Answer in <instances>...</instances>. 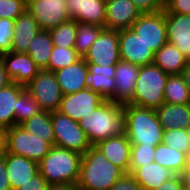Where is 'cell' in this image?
<instances>
[{"label":"cell","mask_w":190,"mask_h":190,"mask_svg":"<svg viewBox=\"0 0 190 190\" xmlns=\"http://www.w3.org/2000/svg\"><path fill=\"white\" fill-rule=\"evenodd\" d=\"M92 146L125 133L124 104L105 100L78 121Z\"/></svg>","instance_id":"6da1fadb"},{"label":"cell","mask_w":190,"mask_h":190,"mask_svg":"<svg viewBox=\"0 0 190 190\" xmlns=\"http://www.w3.org/2000/svg\"><path fill=\"white\" fill-rule=\"evenodd\" d=\"M125 172L111 163L95 146L82 156L78 190H110Z\"/></svg>","instance_id":"7a4b0ae2"},{"label":"cell","mask_w":190,"mask_h":190,"mask_svg":"<svg viewBox=\"0 0 190 190\" xmlns=\"http://www.w3.org/2000/svg\"><path fill=\"white\" fill-rule=\"evenodd\" d=\"M125 134L131 144L157 146L162 143L163 127L154 109L124 104Z\"/></svg>","instance_id":"3957f363"},{"label":"cell","mask_w":190,"mask_h":190,"mask_svg":"<svg viewBox=\"0 0 190 190\" xmlns=\"http://www.w3.org/2000/svg\"><path fill=\"white\" fill-rule=\"evenodd\" d=\"M82 156L76 151L54 145L38 163L39 173L49 184L76 185Z\"/></svg>","instance_id":"277c9868"},{"label":"cell","mask_w":190,"mask_h":190,"mask_svg":"<svg viewBox=\"0 0 190 190\" xmlns=\"http://www.w3.org/2000/svg\"><path fill=\"white\" fill-rule=\"evenodd\" d=\"M169 74L154 63L140 66L136 89L128 104L158 109L164 103V89Z\"/></svg>","instance_id":"5b68a950"},{"label":"cell","mask_w":190,"mask_h":190,"mask_svg":"<svg viewBox=\"0 0 190 190\" xmlns=\"http://www.w3.org/2000/svg\"><path fill=\"white\" fill-rule=\"evenodd\" d=\"M55 136L54 145L84 154L92 145L78 121L72 120L59 111L51 112Z\"/></svg>","instance_id":"8992f818"},{"label":"cell","mask_w":190,"mask_h":190,"mask_svg":"<svg viewBox=\"0 0 190 190\" xmlns=\"http://www.w3.org/2000/svg\"><path fill=\"white\" fill-rule=\"evenodd\" d=\"M51 148L52 145L43 137L30 134L20 125L7 129L6 151L9 153L21 155L39 163Z\"/></svg>","instance_id":"52a82bcc"},{"label":"cell","mask_w":190,"mask_h":190,"mask_svg":"<svg viewBox=\"0 0 190 190\" xmlns=\"http://www.w3.org/2000/svg\"><path fill=\"white\" fill-rule=\"evenodd\" d=\"M25 87L39 103L42 111H58L63 94L55 72L40 69L36 77Z\"/></svg>","instance_id":"ba28073f"},{"label":"cell","mask_w":190,"mask_h":190,"mask_svg":"<svg viewBox=\"0 0 190 190\" xmlns=\"http://www.w3.org/2000/svg\"><path fill=\"white\" fill-rule=\"evenodd\" d=\"M130 28L154 53L168 42L165 9L142 14Z\"/></svg>","instance_id":"9c48e42d"},{"label":"cell","mask_w":190,"mask_h":190,"mask_svg":"<svg viewBox=\"0 0 190 190\" xmlns=\"http://www.w3.org/2000/svg\"><path fill=\"white\" fill-rule=\"evenodd\" d=\"M83 59L87 64L116 65L120 61L119 31L104 28Z\"/></svg>","instance_id":"30bf717a"},{"label":"cell","mask_w":190,"mask_h":190,"mask_svg":"<svg viewBox=\"0 0 190 190\" xmlns=\"http://www.w3.org/2000/svg\"><path fill=\"white\" fill-rule=\"evenodd\" d=\"M27 10L41 30H50L70 19L65 0H27Z\"/></svg>","instance_id":"8fae6325"},{"label":"cell","mask_w":190,"mask_h":190,"mask_svg":"<svg viewBox=\"0 0 190 190\" xmlns=\"http://www.w3.org/2000/svg\"><path fill=\"white\" fill-rule=\"evenodd\" d=\"M105 99L89 88L62 96L58 111L75 121L94 111Z\"/></svg>","instance_id":"7c38bea8"},{"label":"cell","mask_w":190,"mask_h":190,"mask_svg":"<svg viewBox=\"0 0 190 190\" xmlns=\"http://www.w3.org/2000/svg\"><path fill=\"white\" fill-rule=\"evenodd\" d=\"M120 60L139 66L154 63L155 53L131 29L119 31Z\"/></svg>","instance_id":"4fadbf2b"},{"label":"cell","mask_w":190,"mask_h":190,"mask_svg":"<svg viewBox=\"0 0 190 190\" xmlns=\"http://www.w3.org/2000/svg\"><path fill=\"white\" fill-rule=\"evenodd\" d=\"M11 82L28 85L37 75L40 68L28 53L8 52L0 55Z\"/></svg>","instance_id":"5bb4252c"},{"label":"cell","mask_w":190,"mask_h":190,"mask_svg":"<svg viewBox=\"0 0 190 190\" xmlns=\"http://www.w3.org/2000/svg\"><path fill=\"white\" fill-rule=\"evenodd\" d=\"M141 15L131 0H106L104 28L115 31L130 28Z\"/></svg>","instance_id":"9a60e30c"},{"label":"cell","mask_w":190,"mask_h":190,"mask_svg":"<svg viewBox=\"0 0 190 190\" xmlns=\"http://www.w3.org/2000/svg\"><path fill=\"white\" fill-rule=\"evenodd\" d=\"M140 66L120 60L115 65L116 82L114 95L109 99L112 102L127 104L131 101L136 89V82Z\"/></svg>","instance_id":"2e32d148"},{"label":"cell","mask_w":190,"mask_h":190,"mask_svg":"<svg viewBox=\"0 0 190 190\" xmlns=\"http://www.w3.org/2000/svg\"><path fill=\"white\" fill-rule=\"evenodd\" d=\"M70 19L104 27L106 0H65Z\"/></svg>","instance_id":"e0dca14e"},{"label":"cell","mask_w":190,"mask_h":190,"mask_svg":"<svg viewBox=\"0 0 190 190\" xmlns=\"http://www.w3.org/2000/svg\"><path fill=\"white\" fill-rule=\"evenodd\" d=\"M167 40L190 61V15L171 14L165 10Z\"/></svg>","instance_id":"ac0fdd59"},{"label":"cell","mask_w":190,"mask_h":190,"mask_svg":"<svg viewBox=\"0 0 190 190\" xmlns=\"http://www.w3.org/2000/svg\"><path fill=\"white\" fill-rule=\"evenodd\" d=\"M55 74L63 95L88 88V66L83 57Z\"/></svg>","instance_id":"d6986e66"},{"label":"cell","mask_w":190,"mask_h":190,"mask_svg":"<svg viewBox=\"0 0 190 190\" xmlns=\"http://www.w3.org/2000/svg\"><path fill=\"white\" fill-rule=\"evenodd\" d=\"M5 162L12 190L21 187L39 173L38 162L21 155L5 151Z\"/></svg>","instance_id":"ffe728a7"},{"label":"cell","mask_w":190,"mask_h":190,"mask_svg":"<svg viewBox=\"0 0 190 190\" xmlns=\"http://www.w3.org/2000/svg\"><path fill=\"white\" fill-rule=\"evenodd\" d=\"M131 143L126 134L98 142L95 147L114 165L129 173Z\"/></svg>","instance_id":"44dd1931"},{"label":"cell","mask_w":190,"mask_h":190,"mask_svg":"<svg viewBox=\"0 0 190 190\" xmlns=\"http://www.w3.org/2000/svg\"><path fill=\"white\" fill-rule=\"evenodd\" d=\"M41 30L32 14L25 10L16 20L11 51L27 53L31 40Z\"/></svg>","instance_id":"7402d4cb"},{"label":"cell","mask_w":190,"mask_h":190,"mask_svg":"<svg viewBox=\"0 0 190 190\" xmlns=\"http://www.w3.org/2000/svg\"><path fill=\"white\" fill-rule=\"evenodd\" d=\"M88 66V88L99 93L105 100H109L114 95L116 82L115 65L98 66L87 64Z\"/></svg>","instance_id":"603a6c76"},{"label":"cell","mask_w":190,"mask_h":190,"mask_svg":"<svg viewBox=\"0 0 190 190\" xmlns=\"http://www.w3.org/2000/svg\"><path fill=\"white\" fill-rule=\"evenodd\" d=\"M164 130L190 128V104L163 103L155 110Z\"/></svg>","instance_id":"cb8c5ba5"},{"label":"cell","mask_w":190,"mask_h":190,"mask_svg":"<svg viewBox=\"0 0 190 190\" xmlns=\"http://www.w3.org/2000/svg\"><path fill=\"white\" fill-rule=\"evenodd\" d=\"M131 175L144 190H155L175 174L158 163L151 162L136 168Z\"/></svg>","instance_id":"d4e9b609"},{"label":"cell","mask_w":190,"mask_h":190,"mask_svg":"<svg viewBox=\"0 0 190 190\" xmlns=\"http://www.w3.org/2000/svg\"><path fill=\"white\" fill-rule=\"evenodd\" d=\"M26 89L25 86L10 83L0 90V127L11 128L15 125V110L18 96Z\"/></svg>","instance_id":"484cf974"},{"label":"cell","mask_w":190,"mask_h":190,"mask_svg":"<svg viewBox=\"0 0 190 190\" xmlns=\"http://www.w3.org/2000/svg\"><path fill=\"white\" fill-rule=\"evenodd\" d=\"M189 60L173 44L167 42L156 53L154 64L166 74H181Z\"/></svg>","instance_id":"4316f807"},{"label":"cell","mask_w":190,"mask_h":190,"mask_svg":"<svg viewBox=\"0 0 190 190\" xmlns=\"http://www.w3.org/2000/svg\"><path fill=\"white\" fill-rule=\"evenodd\" d=\"M53 41L49 30H40L31 40L28 54L40 69H46L53 49Z\"/></svg>","instance_id":"83f0119b"},{"label":"cell","mask_w":190,"mask_h":190,"mask_svg":"<svg viewBox=\"0 0 190 190\" xmlns=\"http://www.w3.org/2000/svg\"><path fill=\"white\" fill-rule=\"evenodd\" d=\"M154 162L167 168L175 175H181L186 168V153L160 143L155 148Z\"/></svg>","instance_id":"f1b7e54d"},{"label":"cell","mask_w":190,"mask_h":190,"mask_svg":"<svg viewBox=\"0 0 190 190\" xmlns=\"http://www.w3.org/2000/svg\"><path fill=\"white\" fill-rule=\"evenodd\" d=\"M27 132L43 137L46 142L54 146L55 136L51 121V112L41 111L20 124Z\"/></svg>","instance_id":"f546056e"},{"label":"cell","mask_w":190,"mask_h":190,"mask_svg":"<svg viewBox=\"0 0 190 190\" xmlns=\"http://www.w3.org/2000/svg\"><path fill=\"white\" fill-rule=\"evenodd\" d=\"M164 102L190 104V92L181 74L169 75L164 89Z\"/></svg>","instance_id":"4dcf8cb0"},{"label":"cell","mask_w":190,"mask_h":190,"mask_svg":"<svg viewBox=\"0 0 190 190\" xmlns=\"http://www.w3.org/2000/svg\"><path fill=\"white\" fill-rule=\"evenodd\" d=\"M103 29L104 27L94 24L77 22L76 42L74 49L81 57L85 56Z\"/></svg>","instance_id":"1f68e13d"},{"label":"cell","mask_w":190,"mask_h":190,"mask_svg":"<svg viewBox=\"0 0 190 190\" xmlns=\"http://www.w3.org/2000/svg\"><path fill=\"white\" fill-rule=\"evenodd\" d=\"M54 46L74 48L76 42L77 21L69 19L50 29Z\"/></svg>","instance_id":"d6a6232c"},{"label":"cell","mask_w":190,"mask_h":190,"mask_svg":"<svg viewBox=\"0 0 190 190\" xmlns=\"http://www.w3.org/2000/svg\"><path fill=\"white\" fill-rule=\"evenodd\" d=\"M15 110V125H20L35 114L41 112L39 103L25 89L17 98Z\"/></svg>","instance_id":"836d02e7"},{"label":"cell","mask_w":190,"mask_h":190,"mask_svg":"<svg viewBox=\"0 0 190 190\" xmlns=\"http://www.w3.org/2000/svg\"><path fill=\"white\" fill-rule=\"evenodd\" d=\"M81 56L74 48L53 46L50 61L46 70L56 72L78 61Z\"/></svg>","instance_id":"e575fe53"},{"label":"cell","mask_w":190,"mask_h":190,"mask_svg":"<svg viewBox=\"0 0 190 190\" xmlns=\"http://www.w3.org/2000/svg\"><path fill=\"white\" fill-rule=\"evenodd\" d=\"M156 146H146L143 144H132L130 153L129 174L136 168L145 166L154 162V153Z\"/></svg>","instance_id":"d590c367"},{"label":"cell","mask_w":190,"mask_h":190,"mask_svg":"<svg viewBox=\"0 0 190 190\" xmlns=\"http://www.w3.org/2000/svg\"><path fill=\"white\" fill-rule=\"evenodd\" d=\"M162 143L170 148L187 153L190 150L189 132L186 129H168L163 131Z\"/></svg>","instance_id":"8d00e7d4"},{"label":"cell","mask_w":190,"mask_h":190,"mask_svg":"<svg viewBox=\"0 0 190 190\" xmlns=\"http://www.w3.org/2000/svg\"><path fill=\"white\" fill-rule=\"evenodd\" d=\"M26 7L27 0H0V18L16 20Z\"/></svg>","instance_id":"74e56055"},{"label":"cell","mask_w":190,"mask_h":190,"mask_svg":"<svg viewBox=\"0 0 190 190\" xmlns=\"http://www.w3.org/2000/svg\"><path fill=\"white\" fill-rule=\"evenodd\" d=\"M14 27L15 20L0 18V55L11 51Z\"/></svg>","instance_id":"f35d334b"},{"label":"cell","mask_w":190,"mask_h":190,"mask_svg":"<svg viewBox=\"0 0 190 190\" xmlns=\"http://www.w3.org/2000/svg\"><path fill=\"white\" fill-rule=\"evenodd\" d=\"M139 11L144 13H155L165 9L163 0H131Z\"/></svg>","instance_id":"ab89813d"},{"label":"cell","mask_w":190,"mask_h":190,"mask_svg":"<svg viewBox=\"0 0 190 190\" xmlns=\"http://www.w3.org/2000/svg\"><path fill=\"white\" fill-rule=\"evenodd\" d=\"M110 190H144L142 186L134 179V177L125 173L118 181L111 187Z\"/></svg>","instance_id":"60d3db41"},{"label":"cell","mask_w":190,"mask_h":190,"mask_svg":"<svg viewBox=\"0 0 190 190\" xmlns=\"http://www.w3.org/2000/svg\"><path fill=\"white\" fill-rule=\"evenodd\" d=\"M165 10L171 14L190 15V0H169L165 4Z\"/></svg>","instance_id":"b9f144b4"},{"label":"cell","mask_w":190,"mask_h":190,"mask_svg":"<svg viewBox=\"0 0 190 190\" xmlns=\"http://www.w3.org/2000/svg\"><path fill=\"white\" fill-rule=\"evenodd\" d=\"M48 186L49 183L46 181V179L40 173H38L28 182L15 190H47Z\"/></svg>","instance_id":"7bdbcfd3"},{"label":"cell","mask_w":190,"mask_h":190,"mask_svg":"<svg viewBox=\"0 0 190 190\" xmlns=\"http://www.w3.org/2000/svg\"><path fill=\"white\" fill-rule=\"evenodd\" d=\"M155 190H185L182 175H174Z\"/></svg>","instance_id":"ee69618b"},{"label":"cell","mask_w":190,"mask_h":190,"mask_svg":"<svg viewBox=\"0 0 190 190\" xmlns=\"http://www.w3.org/2000/svg\"><path fill=\"white\" fill-rule=\"evenodd\" d=\"M0 190H12L6 171L5 153L0 155Z\"/></svg>","instance_id":"f6af8a7d"},{"label":"cell","mask_w":190,"mask_h":190,"mask_svg":"<svg viewBox=\"0 0 190 190\" xmlns=\"http://www.w3.org/2000/svg\"><path fill=\"white\" fill-rule=\"evenodd\" d=\"M11 82L5 69V65L0 59V90L8 86Z\"/></svg>","instance_id":"bcb514c9"},{"label":"cell","mask_w":190,"mask_h":190,"mask_svg":"<svg viewBox=\"0 0 190 190\" xmlns=\"http://www.w3.org/2000/svg\"><path fill=\"white\" fill-rule=\"evenodd\" d=\"M47 190H78V188L71 184H49Z\"/></svg>","instance_id":"7dc6e473"},{"label":"cell","mask_w":190,"mask_h":190,"mask_svg":"<svg viewBox=\"0 0 190 190\" xmlns=\"http://www.w3.org/2000/svg\"><path fill=\"white\" fill-rule=\"evenodd\" d=\"M6 137L7 130L3 127H0V155L4 154L6 151Z\"/></svg>","instance_id":"c3c4849f"},{"label":"cell","mask_w":190,"mask_h":190,"mask_svg":"<svg viewBox=\"0 0 190 190\" xmlns=\"http://www.w3.org/2000/svg\"><path fill=\"white\" fill-rule=\"evenodd\" d=\"M181 75L183 76L184 82L190 92V61L187 62L185 68L181 72Z\"/></svg>","instance_id":"681fc988"},{"label":"cell","mask_w":190,"mask_h":190,"mask_svg":"<svg viewBox=\"0 0 190 190\" xmlns=\"http://www.w3.org/2000/svg\"><path fill=\"white\" fill-rule=\"evenodd\" d=\"M185 190H190V170H185L182 174Z\"/></svg>","instance_id":"f907efd6"},{"label":"cell","mask_w":190,"mask_h":190,"mask_svg":"<svg viewBox=\"0 0 190 190\" xmlns=\"http://www.w3.org/2000/svg\"><path fill=\"white\" fill-rule=\"evenodd\" d=\"M185 170H190V150L186 153V168Z\"/></svg>","instance_id":"816d5d0a"},{"label":"cell","mask_w":190,"mask_h":190,"mask_svg":"<svg viewBox=\"0 0 190 190\" xmlns=\"http://www.w3.org/2000/svg\"><path fill=\"white\" fill-rule=\"evenodd\" d=\"M169 0H163L164 4H166Z\"/></svg>","instance_id":"f5cc1de1"}]
</instances>
